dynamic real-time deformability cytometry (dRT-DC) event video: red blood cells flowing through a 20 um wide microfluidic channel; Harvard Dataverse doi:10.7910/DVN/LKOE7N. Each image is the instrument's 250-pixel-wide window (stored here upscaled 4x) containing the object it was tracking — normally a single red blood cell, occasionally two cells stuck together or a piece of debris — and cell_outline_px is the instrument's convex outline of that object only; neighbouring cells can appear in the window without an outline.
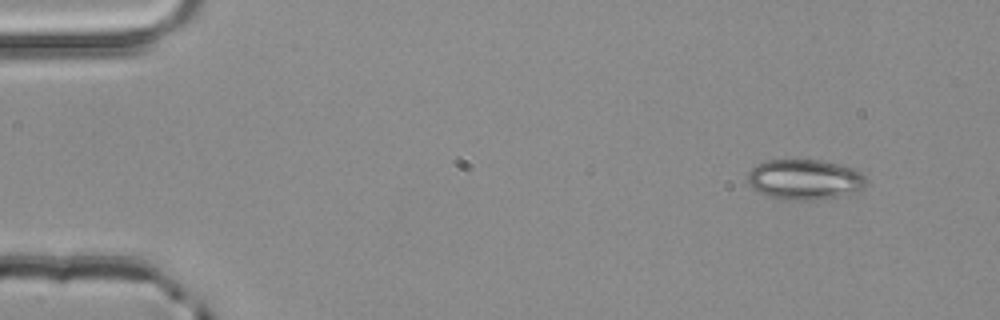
{"species": "common noctule bat (a hibernating species)", "species_latin": "Nyctalus noctula", "temperature_condition": "room temperature", "stored_images_in_passage": 3, "camera_frame_rate_fps": 3000, "um_per_image_px": 0.085, "animal": {"sex": "male", "body_mass_g": 20.4}, "frame": {"image": 1, "passage_image": 1, "time_ms": 0.0, "image_size_px": [1000, 320], "cell_outline_px": [[868, 184], [864, 188], [844, 196], [808, 200], [792, 200], [772, 196], [760, 192], [752, 188], [748, 184], [748, 172], [756, 164], [764, 160], [820, 160], [840, 164], [852, 168], [860, 172], [868, 180]], "centroid_in_image_um": [68.43, 15.25], "position_along_channel_um": 16.6, "area_um2": 27.92}}